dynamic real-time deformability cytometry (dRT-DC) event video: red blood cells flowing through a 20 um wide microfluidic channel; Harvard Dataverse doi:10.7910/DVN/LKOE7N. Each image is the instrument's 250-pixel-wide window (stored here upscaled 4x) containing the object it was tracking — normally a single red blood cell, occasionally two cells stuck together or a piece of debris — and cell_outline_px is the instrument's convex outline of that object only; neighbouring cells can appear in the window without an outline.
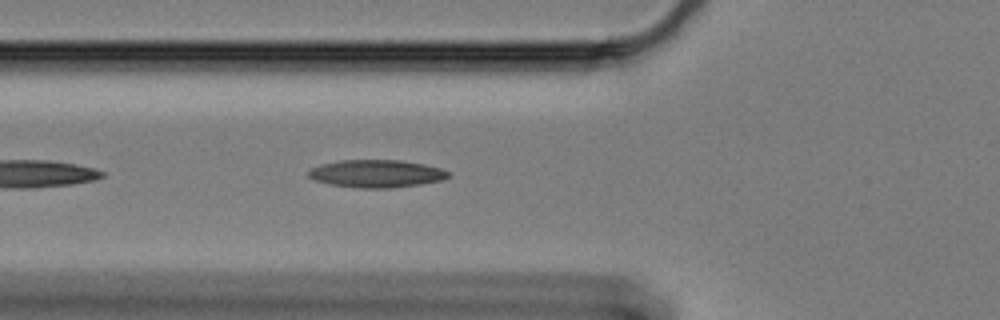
{"species": "Egyptian fruit bat (a non-hibernating species)", "species_latin": "Rousettus aegyptiacus", "temperature_condition": "cold", "stored_images_in_passage": 27, "camera_frame_rate_fps": 3000, "um_per_image_px": 0.085, "animal": {"sex": "female"}, "frame": {"image": 1, "passage_image": 5, "time_ms": 1.333, "image_size_px": [1000, 320], "cell_outline_px": [[448, 176], [444, 180], [420, 184], [388, 188], [360, 188], [328, 184], [312, 180], [308, 176], [308, 172], [312, 168], [320, 164], [340, 160], [400, 160], [424, 164], [440, 168], [448, 172]], "centroid_in_image_um": [31.96, 14.76], "position_along_channel_um": 93.8, "area_um2": 22.54}}